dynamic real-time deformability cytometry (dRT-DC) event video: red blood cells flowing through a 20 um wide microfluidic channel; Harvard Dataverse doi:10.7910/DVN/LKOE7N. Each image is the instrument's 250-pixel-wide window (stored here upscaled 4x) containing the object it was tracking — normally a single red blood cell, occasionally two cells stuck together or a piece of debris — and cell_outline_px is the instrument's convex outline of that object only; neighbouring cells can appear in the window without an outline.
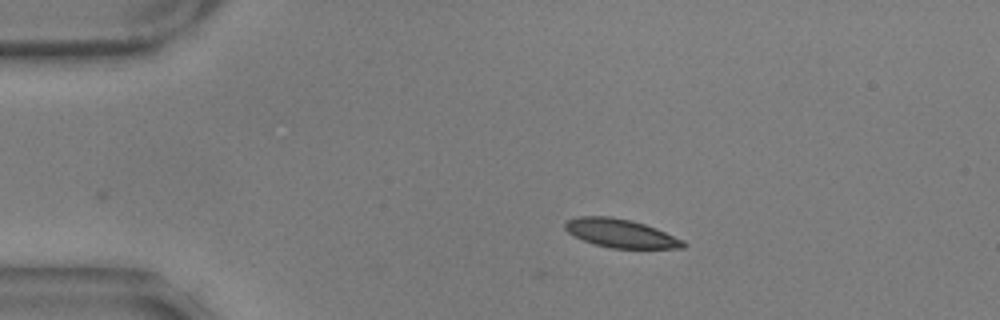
{"species": "common noctule bat (a hibernating species)", "species_latin": "Nyctalus noctula", "temperature_condition": "warm", "stored_images_in_passage": 42, "camera_frame_rate_fps": 3000, "um_per_image_px": 0.085, "animal": {"sex": "male", "body_mass_g": 17.9, "forearm_length_mm": 54.2}, "frame": {"image": 1, "passage_image": 1, "time_ms": 0.0, "image_size_px": [1000, 320], "cell_outline_px": [[688, 244], [684, 248], [612, 248], [592, 244], [568, 232], [564, 228], [564, 220], [580, 216], [612, 216], [632, 220], [656, 228], [684, 240]], "centroid_in_image_um": [52.75, 19.82], "position_along_channel_um": 32.2, "area_um2": 19.77}}
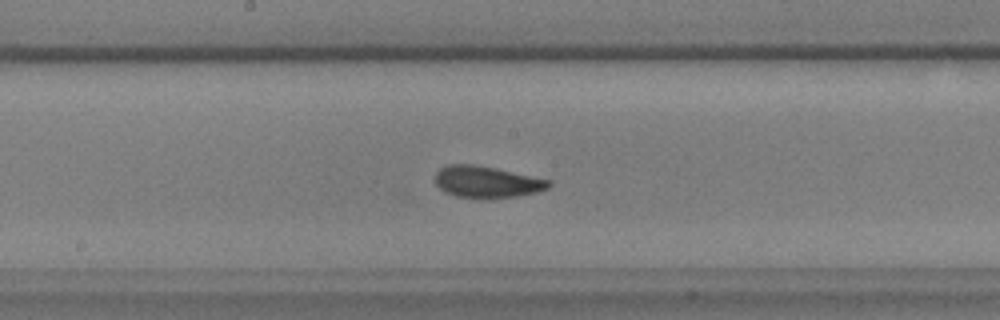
{"frame": {"image": 2, "passage_image": 20, "time_ms": 6.333, "image_size_px": [1000, 320], "cell_outline_px": [[552, 184], [548, 188], [536, 192], [516, 196], [484, 200], [456, 196], [444, 192], [436, 184], [436, 172], [440, 168], [448, 164], [472, 164], [496, 168], [552, 180]], "centroid_in_image_um": [41.38, 15.48], "position_along_channel_um": 206.8, "area_um2": 21.27}}
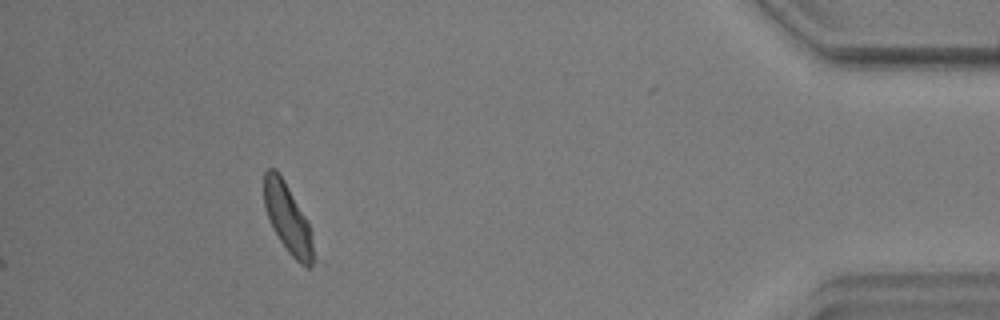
{"frame": {"image": 3, "passage_image": 42, "time_ms": 13.667, "image_size_px": [1000, 320], "cell_outline_px": [[312, 264], [308, 268], [304, 268], [288, 252], [272, 228], [264, 204], [264, 172], [268, 168], [276, 168], [284, 180], [304, 216], [308, 224], [312, 244]], "centroid_in_image_um": [24.41, 18.54], "position_along_channel_um": 410.8, "area_um2": 19.31}, "authors_computed_cell_mechanics": {"area_um2": 20.2011, "velocity_mm_per_s": 3.5356, "shape_relaxation_time_tau1_ms": 2.5341, "shape_relaxation_time_tau2_ms": 1.8215, "deformation_change_tau1": 0.1396, "deformation_change_tau2": 0.0891}}